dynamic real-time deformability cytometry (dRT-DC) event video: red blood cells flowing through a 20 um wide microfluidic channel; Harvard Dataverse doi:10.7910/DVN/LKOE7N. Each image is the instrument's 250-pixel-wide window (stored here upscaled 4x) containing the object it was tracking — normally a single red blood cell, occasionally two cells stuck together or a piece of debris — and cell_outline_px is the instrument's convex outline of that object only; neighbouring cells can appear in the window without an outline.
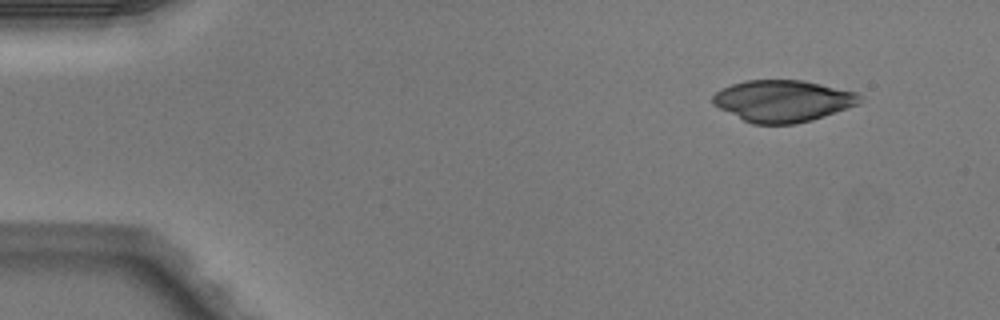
{"species": "Egyptian fruit bat (a non-hibernating species)", "species_latin": "Rousettus aegyptiacus", "temperature_condition": "warm", "stored_images_in_passage": 5, "camera_frame_rate_fps": 3000, "um_per_image_px": 0.085, "animal": {"sex": "male"}, "frame": {"image": 1, "passage_image": 1, "time_ms": 0.0, "image_size_px": [1000, 320], "cell_outline_px": [[860, 100], [856, 104], [824, 116], [812, 120], [796, 124], [752, 124], [712, 104], [712, 96], [720, 88], [744, 80], [804, 80], [856, 92], [860, 96]], "centroid_in_image_um": [66.49, 8.57], "position_along_channel_um": 18.5, "area_um2": 35.49}}